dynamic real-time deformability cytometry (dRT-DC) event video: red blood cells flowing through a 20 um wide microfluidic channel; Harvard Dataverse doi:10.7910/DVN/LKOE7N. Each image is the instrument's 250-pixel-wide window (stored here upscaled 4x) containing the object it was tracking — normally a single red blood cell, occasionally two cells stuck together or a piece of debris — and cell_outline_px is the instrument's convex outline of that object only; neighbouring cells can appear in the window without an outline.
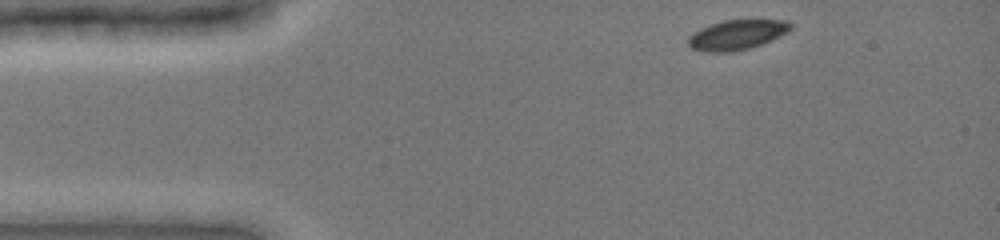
{"species": "common noctule bat (a hibernating species)", "species_latin": "Nyctalus noctula", "temperature_condition": "cold", "stored_images_in_passage": 40, "camera_frame_rate_fps": 3000, "um_per_image_px": 0.085, "animal": {"sex": "female", "body_mass_g": 19.0, "forearm_length_mm": 51.5}, "frame": {"image": 1, "passage_image": 1, "time_ms": 0.0, "image_size_px": [1000, 240], "cell_outline_px": [[792, 28], [788, 32], [772, 40], [748, 48], [732, 52], [708, 52], [692, 48], [688, 44], [688, 36], [700, 28], [724, 20], [788, 20], [792, 24]], "centroid_in_image_um": [62.65, 2.95], "position_along_channel_um": 22.3, "area_um2": 17.74}}
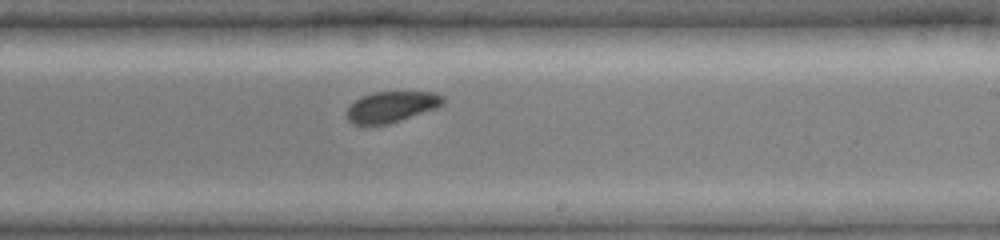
{"frame": {"image": 2, "passage_image": 24, "time_ms": 7.667, "image_size_px": [1000, 240], "cell_outline_px": [[444, 104], [436, 108], [388, 124], [352, 124], [348, 120], [348, 108], [360, 96], [372, 92], [436, 92], [444, 96]], "centroid_in_image_um": [33.3, 9.06], "position_along_channel_um": 255.7, "area_um2": 17.17}}
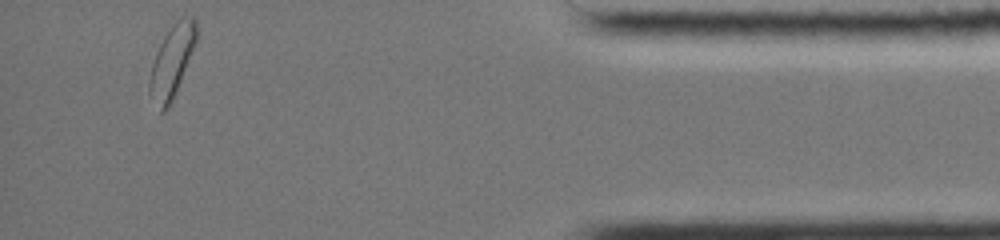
{"frame": {"image": 3, "passage_image": 40, "time_ms": 13.0, "image_size_px": [1000, 240], "cell_outline_px": [[196, 40], [172, 100], [164, 112], [160, 112], [148, 92], [148, 84], [152, 64], [156, 52], [164, 36], [172, 24], [180, 16], [192, 16], [196, 20]], "centroid_in_image_um": [14.58, 5.19], "position_along_channel_um": 420.6, "area_um2": 19.19}, "authors_computed_cell_mechanics": {"area_um2": 18.7561, "velocity_mm_per_s": 3.8877, "shape_relaxation_time_tau1_ms": 4.8768, "shape_relaxation_time_tau2_ms": null, "deformation_change_tau1": 0.1213, "deformation_change_tau2": null}}